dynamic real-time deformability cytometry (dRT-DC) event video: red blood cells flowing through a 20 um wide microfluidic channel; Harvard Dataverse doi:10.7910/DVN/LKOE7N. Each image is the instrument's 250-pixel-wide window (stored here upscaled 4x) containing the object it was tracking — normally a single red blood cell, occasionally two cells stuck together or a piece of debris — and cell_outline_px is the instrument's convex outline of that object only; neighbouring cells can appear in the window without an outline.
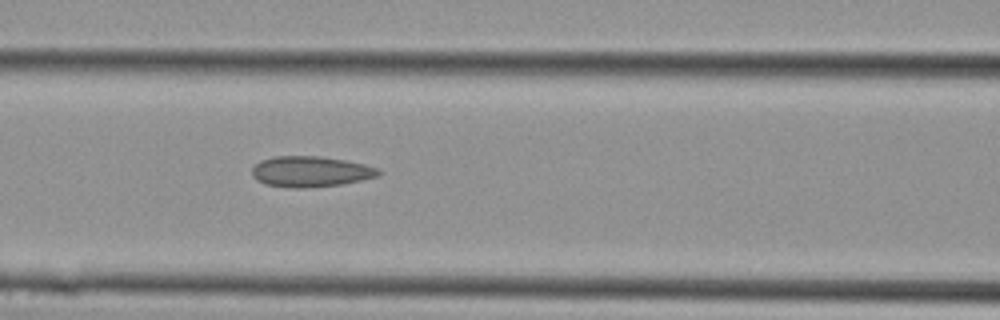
{"species": "Egyptian fruit bat (a non-hibernating species)", "species_latin": "Rousettus aegyptiacus", "temperature_condition": "cold", "stored_images_in_passage": 11, "camera_frame_rate_fps": 3000, "um_per_image_px": 0.085, "animal": {"sex": "female"}, "frame": {"image": 1, "passage_image": 11, "time_ms": 3.333, "image_size_px": [1000, 320], "cell_outline_px": [[384, 172], [380, 176], [340, 184], [304, 188], [292, 188], [264, 184], [256, 180], [252, 176], [252, 168], [260, 160], [272, 156], [320, 156], [344, 160], [364, 164], [376, 168]], "centroid_in_image_um": [26.38, 14.58], "position_along_channel_um": 140.2, "area_um2": 22.72}}